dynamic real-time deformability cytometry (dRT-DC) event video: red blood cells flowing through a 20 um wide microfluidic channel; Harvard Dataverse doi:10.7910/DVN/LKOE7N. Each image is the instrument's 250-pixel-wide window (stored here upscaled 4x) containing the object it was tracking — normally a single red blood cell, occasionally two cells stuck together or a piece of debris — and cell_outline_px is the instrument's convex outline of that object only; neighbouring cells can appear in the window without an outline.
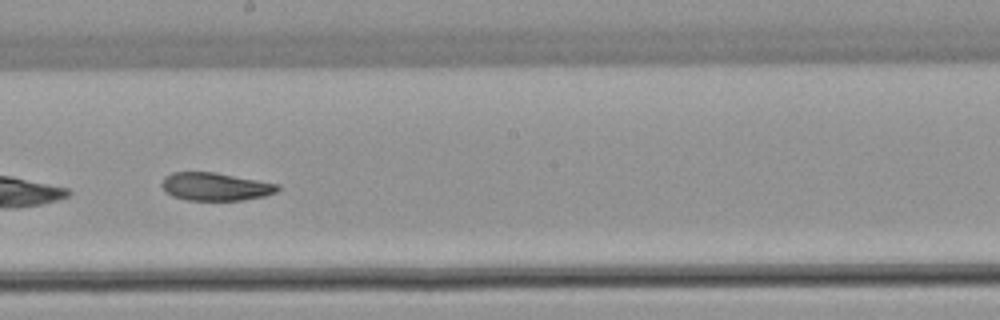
{"species": "common noctule bat (a hibernating species)", "species_latin": "Nyctalus noctula", "temperature_condition": "warm", "stored_images_in_passage": 29, "camera_frame_rate_fps": 3000, "um_per_image_px": 0.085, "animal": {"sex": "female", "body_mass_g": 22.7, "forearm_length_mm": 54.2}, "frame": {"image": 1, "passage_image": 13, "time_ms": 4.0, "image_size_px": [1000, 320], "cell_outline_px": [[280, 188], [276, 192], [264, 196], [244, 200], [188, 200], [172, 196], [160, 184], [164, 176], [172, 172], [216, 172], [280, 184]], "centroid_in_image_um": [18.32, 15.85], "position_along_channel_um": 229.9, "area_um2": 18.96}, "authors_computed_cell_mechanics": {"area_um2": 19.7676, "velocity_mm_per_s": 3.982, "shape_relaxation_time_tau1_ms": 11.0704, "shape_relaxation_time_tau2_ms": 4.6186, "deformation_change_tau1": 0.2141, "deformation_change_tau2": 0.1186}}